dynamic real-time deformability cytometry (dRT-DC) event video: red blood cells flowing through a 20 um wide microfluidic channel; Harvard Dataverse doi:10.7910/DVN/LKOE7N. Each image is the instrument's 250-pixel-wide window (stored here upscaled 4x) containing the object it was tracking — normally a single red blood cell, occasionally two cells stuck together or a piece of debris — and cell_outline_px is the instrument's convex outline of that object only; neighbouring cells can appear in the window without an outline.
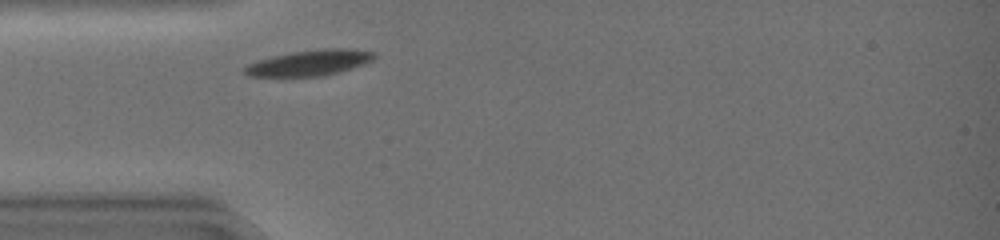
{"species": "common noctule bat (a hibernating species)", "species_latin": "Nyctalus noctula", "temperature_condition": "warm", "stored_images_in_passage": 29, "camera_frame_rate_fps": 3000, "um_per_image_px": 0.085, "animal": {"sex": "female", "body_mass_g": 19.0, "forearm_length_mm": 51.5}, "frame": {"image": 1, "passage_image": 3, "time_ms": 0.667, "image_size_px": [1000, 240], "cell_outline_px": [[376, 56], [372, 60], [364, 64], [340, 72], [324, 76], [248, 76], [240, 68], [248, 64], [272, 56], [292, 52], [324, 48], [348, 48], [376, 52]], "centroid_in_image_um": [26.33, 5.33], "position_along_channel_um": 58.7, "area_um2": 19.48}}
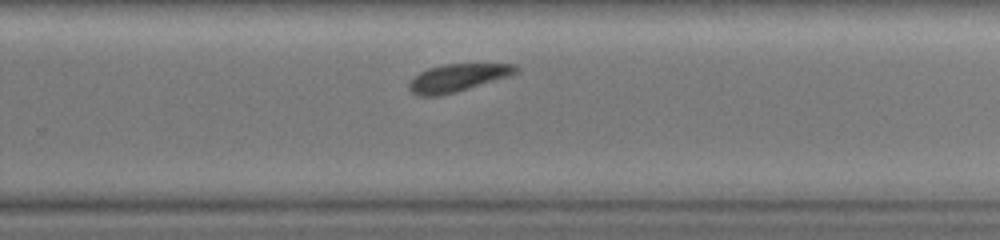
{"frame": {"image": 2, "passage_image": 20, "time_ms": 6.333, "image_size_px": [1000, 240], "cell_outline_px": [[520, 72], [512, 76], [456, 92], [440, 96], [420, 96], [412, 92], [408, 88], [408, 84], [420, 72], [428, 68], [444, 64], [516, 64], [520, 68]], "centroid_in_image_um": [38.97, 6.61], "position_along_channel_um": 290.8, "area_um2": 17.4}}
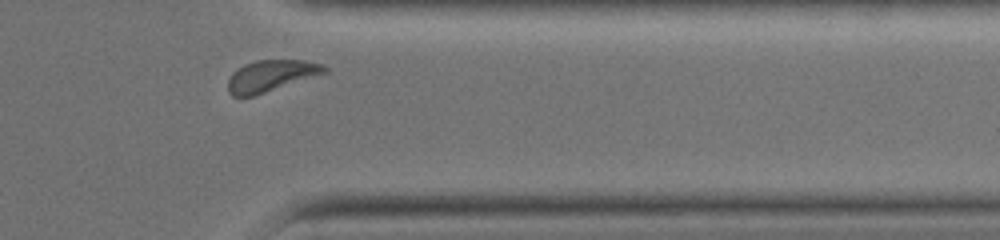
{"frame": {"image": 3, "passage_image": 27, "time_ms": 8.667, "image_size_px": [1000, 240], "cell_outline_px": [[328, 72], [252, 96], [232, 96], [228, 92], [228, 80], [232, 72], [244, 64], [256, 60], [304, 60], [324, 64], [328, 68]], "centroid_in_image_um": [23.03, 6.42], "position_along_channel_um": 388.4, "area_um2": 17.57}, "authors_computed_cell_mechanics": {"area_um2": 18.8428, "velocity_mm_per_s": 4.1377, "shape_relaxation_time_tau1_ms": 1.7279, "shape_relaxation_time_tau2_ms": 5.8929, "deformation_change_tau1": 0.1129, "deformation_change_tau2": 0.1504}}